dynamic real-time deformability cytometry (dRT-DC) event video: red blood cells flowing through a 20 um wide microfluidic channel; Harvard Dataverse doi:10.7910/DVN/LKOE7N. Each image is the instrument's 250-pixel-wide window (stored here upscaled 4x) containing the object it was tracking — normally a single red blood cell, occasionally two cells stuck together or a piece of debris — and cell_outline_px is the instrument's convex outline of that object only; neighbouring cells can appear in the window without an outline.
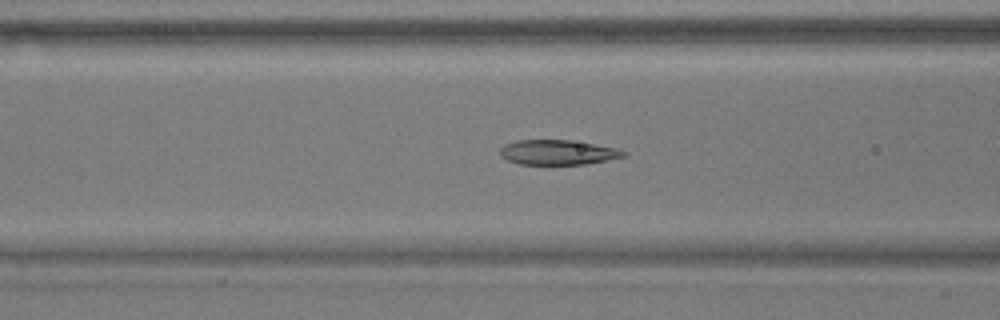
{"species": "common noctule bat (a hibernating species)", "species_latin": "Nyctalus noctula", "temperature_condition": "warm", "stored_images_in_passage": 16, "segment_of_instrument_passage": [1, 2], "camera_frame_rate_fps": 3000, "um_per_image_px": 0.085, "animal": {"sex": "male", "body_mass_g": 17.9}, "frame": {"image": 1, "passage_image": 14, "time_ms": 4.333, "image_size_px": [1000, 320], "cell_outline_px": [[628, 152], [624, 156], [584, 164], [520, 164], [508, 160], [500, 156], [500, 148], [504, 144], [516, 140], [572, 140], [620, 148]], "centroid_in_image_um": [47.41, 12.93], "position_along_channel_um": 119.2, "area_um2": 17.92}}